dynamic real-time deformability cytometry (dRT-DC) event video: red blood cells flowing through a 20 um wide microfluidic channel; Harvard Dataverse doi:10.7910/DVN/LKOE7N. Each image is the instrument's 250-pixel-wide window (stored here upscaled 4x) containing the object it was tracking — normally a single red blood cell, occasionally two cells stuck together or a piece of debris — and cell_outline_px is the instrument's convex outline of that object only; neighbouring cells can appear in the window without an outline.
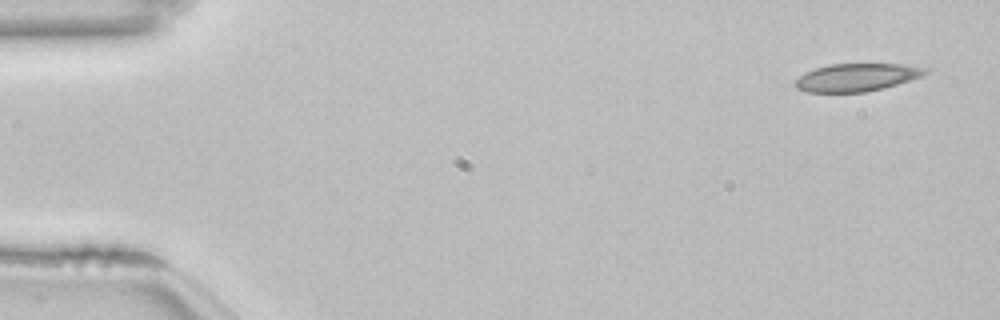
{"species": "common noctule bat (a hibernating species)", "species_latin": "Nyctalus noctula", "temperature_condition": "room temperature", "stored_images_in_passage": 52, "camera_frame_rate_fps": 3000, "um_per_image_px": 0.085, "animal": {"sex": "female", "body_mass_g": 22.7, "forearm_length_mm": 54.2}, "frame": {"image": 1, "passage_image": 1, "time_ms": 0.0, "image_size_px": [1000, 320], "cell_outline_px": [[932, 68], [928, 72], [920, 76], [884, 88], [864, 92], [808, 92], [796, 88], [792, 84], [804, 72], [828, 64], [900, 64]], "centroid_in_image_um": [72.8, 6.57], "position_along_channel_um": 12.2, "area_um2": 21.04}}
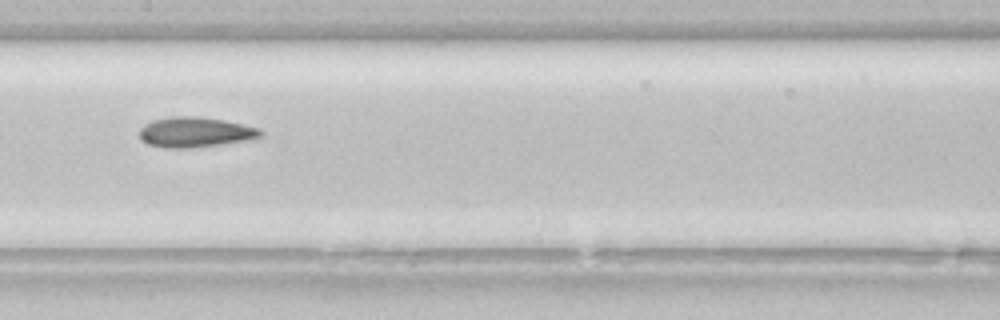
{"frame": {"image": 2, "passage_image": 25, "time_ms": 8.0, "image_size_px": [1000, 320], "cell_outline_px": [[264, 136], [244, 140], [220, 144], [188, 148], [168, 148], [148, 144], [140, 140], [140, 128], [144, 124], [152, 120], [172, 116], [200, 116], [224, 120], [260, 128], [264, 132]], "centroid_in_image_um": [16.58, 11.22], "position_along_channel_um": 190.8, "area_um2": 21.33}}
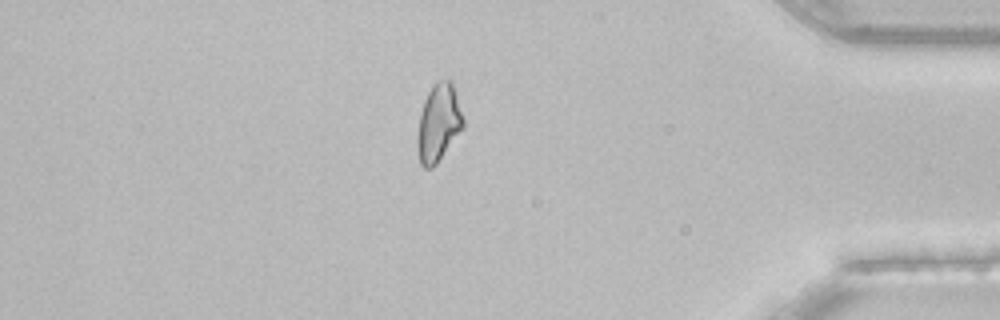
{"frame": {"image": 3, "passage_image": 44, "time_ms": 14.333, "image_size_px": [1000, 320], "cell_outline_px": [[464, 128], [436, 164], [432, 168], [424, 168], [420, 164], [416, 148], [416, 136], [420, 112], [424, 100], [432, 84], [440, 80], [452, 80], [464, 120]], "centroid_in_image_um": [37.26, 10.46], "position_along_channel_um": 397.9, "area_um2": 21.04}, "authors_computed_cell_mechanics": {"area_um2": 21.2993, "velocity_mm_per_s": 3.8397, "shape_relaxation_time_tau1_ms": 10.9642, "shape_relaxation_time_tau2_ms": 4.1312, "deformation_change_tau1": 0.1792, "deformation_change_tau2": 0.1123}}